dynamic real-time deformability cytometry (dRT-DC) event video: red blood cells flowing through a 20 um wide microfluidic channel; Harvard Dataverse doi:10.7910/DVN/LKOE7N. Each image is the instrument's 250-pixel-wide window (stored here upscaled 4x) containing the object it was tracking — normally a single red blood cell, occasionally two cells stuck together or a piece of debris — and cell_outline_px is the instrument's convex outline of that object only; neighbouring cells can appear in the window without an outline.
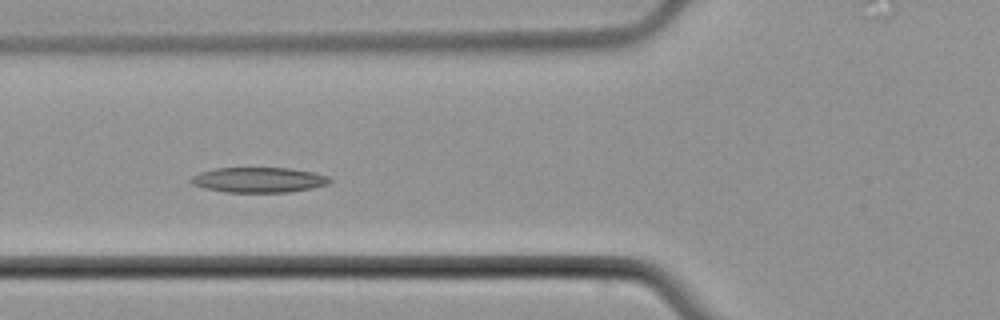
{"species": "common noctule bat (a hibernating species)", "species_latin": "Nyctalus noctula", "temperature_condition": "cold", "stored_images_in_passage": 7, "camera_frame_rate_fps": 3000, "um_per_image_px": 0.085, "animal": {"sex": "male", "body_mass_g": 21.5, "forearm_length_mm": 52.0}, "frame": {"image": 1, "passage_image": 6, "time_ms": 6.0, "image_size_px": [1000, 320], "cell_outline_px": [[332, 180], [328, 184], [312, 188], [288, 192], [224, 192], [204, 188], [192, 184], [188, 180], [192, 176], [200, 172], [216, 168], [292, 168], [316, 172], [328, 176]], "centroid_in_image_um": [22.0, 15.28], "position_along_channel_um": 103.8, "area_um2": 20.52}}